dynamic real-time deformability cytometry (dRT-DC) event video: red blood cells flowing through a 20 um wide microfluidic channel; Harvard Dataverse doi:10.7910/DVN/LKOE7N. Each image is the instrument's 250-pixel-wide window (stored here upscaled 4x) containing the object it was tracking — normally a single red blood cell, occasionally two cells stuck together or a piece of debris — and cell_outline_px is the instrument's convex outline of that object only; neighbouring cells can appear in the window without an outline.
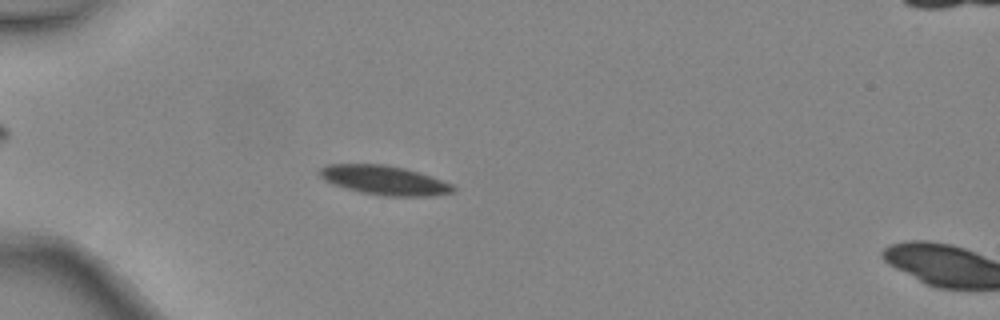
{"species": "common noctule bat (a hibernating species)", "species_latin": "Nyctalus noctula", "temperature_condition": "warm", "stored_images_in_passage": 4, "camera_frame_rate_fps": 3000, "um_per_image_px": 0.085, "animal": {"sex": "female", "body_mass_g": 24.6, "forearm_length_mm": 56.2}, "frame": {"image": 1, "passage_image": 3, "time_ms": 0.667, "image_size_px": [1000, 320], "cell_outline_px": [[456, 188], [452, 192], [428, 196], [384, 196], [360, 192], [344, 188], [332, 184], [324, 180], [316, 172], [320, 168], [328, 164], [384, 164], [404, 168], [420, 172], [432, 176], [452, 184]], "centroid_in_image_um": [32.63, 15.31], "position_along_channel_um": 52.4, "area_um2": 22.89}}